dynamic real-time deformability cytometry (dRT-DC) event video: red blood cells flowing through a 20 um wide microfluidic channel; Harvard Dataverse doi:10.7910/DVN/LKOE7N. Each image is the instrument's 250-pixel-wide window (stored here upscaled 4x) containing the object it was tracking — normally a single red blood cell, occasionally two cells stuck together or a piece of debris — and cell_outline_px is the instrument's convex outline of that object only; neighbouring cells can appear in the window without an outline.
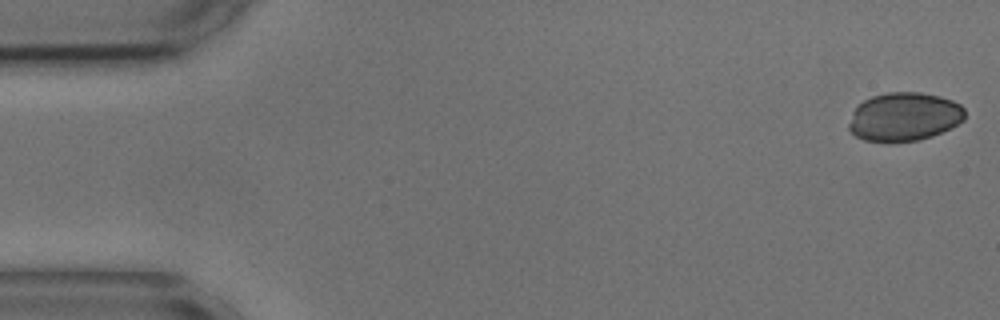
{"species": "common noctule bat (a hibernating species)", "species_latin": "Nyctalus noctula", "temperature_condition": "cold", "stored_images_in_passage": 4, "camera_frame_rate_fps": 3000, "um_per_image_px": 0.085, "animal": {"sex": "male", "body_mass_g": 17.9, "forearm_length_mm": 54.2}, "frame": {"image": 1, "passage_image": 1, "time_ms": 0.0, "image_size_px": [1000, 320], "cell_outline_px": [[964, 120], [932, 136], [916, 140], [864, 140], [856, 136], [848, 128], [848, 124], [852, 112], [864, 100], [872, 96], [888, 92], [920, 92], [940, 96], [952, 100], [960, 104], [964, 108]], "centroid_in_image_um": [76.85, 9.89], "position_along_channel_um": 8.1, "area_um2": 32.31}}